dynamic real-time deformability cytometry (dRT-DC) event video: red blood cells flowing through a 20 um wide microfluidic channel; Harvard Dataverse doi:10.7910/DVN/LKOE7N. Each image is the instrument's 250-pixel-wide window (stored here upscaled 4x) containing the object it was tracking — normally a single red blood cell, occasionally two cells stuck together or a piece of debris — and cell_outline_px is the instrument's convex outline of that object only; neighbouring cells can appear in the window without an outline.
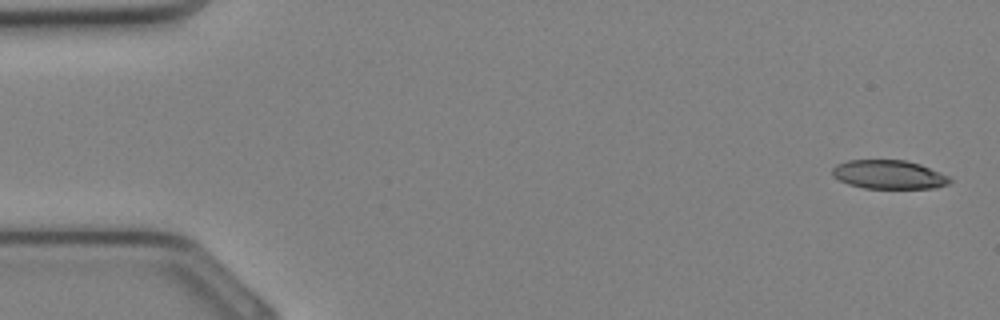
{"species": "Egyptian fruit bat (a non-hibernating species)", "species_latin": "Rousettus aegyptiacus", "temperature_condition": "cold", "stored_images_in_passage": 12, "camera_frame_rate_fps": 3000, "um_per_image_px": 0.085, "animal": {"sex": "female"}, "frame": {"image": 1, "passage_image": 1, "time_ms": 0.0, "image_size_px": [1000, 320], "cell_outline_px": [[952, 180], [948, 184], [936, 188], [864, 188], [848, 184], [832, 176], [832, 168], [836, 164], [848, 160], [904, 160], [920, 164], [948, 176]], "centroid_in_image_um": [75.53, 14.84], "position_along_channel_um": 9.5, "area_um2": 19.65}}
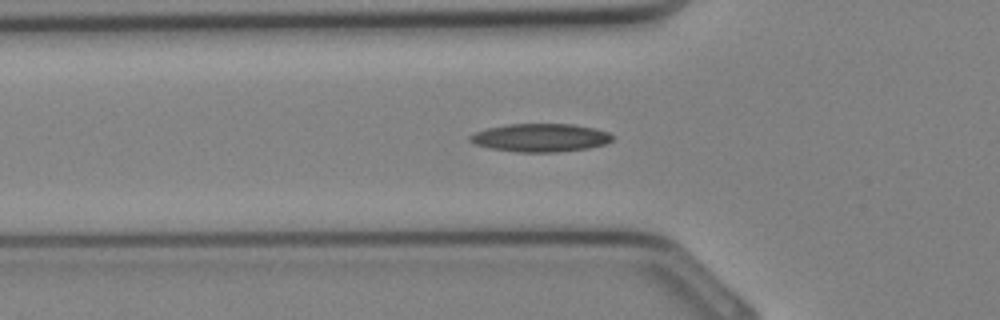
{"frame": {"image": 2, "passage_image": 11, "time_ms": 3.333, "image_size_px": [1000, 320], "cell_outline_px": [[616, 136], [612, 140], [604, 144], [588, 148], [556, 152], [516, 152], [488, 148], [476, 144], [468, 140], [468, 136], [476, 132], [488, 128], [508, 124], [572, 124], [592, 128], [608, 132]], "centroid_in_image_um": [45.93, 11.71], "position_along_channel_um": 79.9, "area_um2": 23.35}}